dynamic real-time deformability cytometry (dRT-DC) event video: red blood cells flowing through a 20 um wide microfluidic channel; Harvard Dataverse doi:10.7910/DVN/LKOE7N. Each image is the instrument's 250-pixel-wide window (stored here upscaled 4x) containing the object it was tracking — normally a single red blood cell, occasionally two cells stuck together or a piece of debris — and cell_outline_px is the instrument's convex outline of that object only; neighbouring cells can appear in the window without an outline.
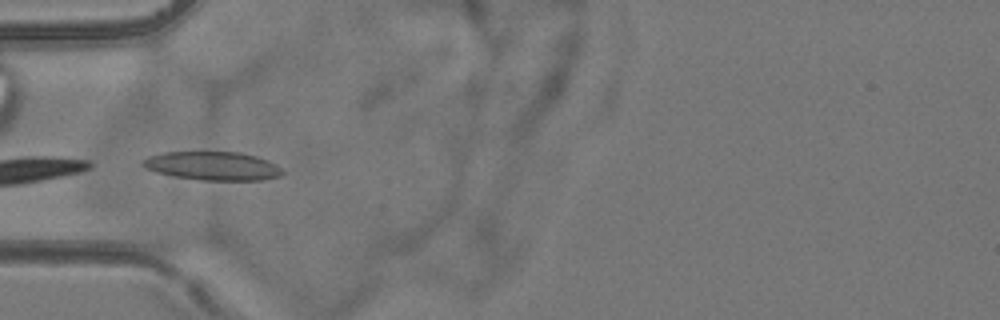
{"species": "common noctule bat (a hibernating species)", "species_latin": "Nyctalus noctula", "temperature_condition": "room temperature", "stored_images_in_passage": 11, "camera_frame_rate_fps": 3000, "um_per_image_px": 0.085, "animal": {"sex": "female", "body_mass_g": 24.6, "forearm_length_mm": 56.2}, "frame": {"image": 1, "passage_image": 2, "time_ms": 1.333, "image_size_px": [1000, 320], "cell_outline_px": [[284, 172], [280, 176], [260, 180], [200, 180], [176, 176], [156, 172], [148, 168], [144, 164], [144, 160], [148, 156], [164, 152], [240, 152], [256, 156], [268, 160], [280, 168]], "centroid_in_image_um": [18.12, 14.1], "position_along_channel_um": 66.9, "area_um2": 22.95}}